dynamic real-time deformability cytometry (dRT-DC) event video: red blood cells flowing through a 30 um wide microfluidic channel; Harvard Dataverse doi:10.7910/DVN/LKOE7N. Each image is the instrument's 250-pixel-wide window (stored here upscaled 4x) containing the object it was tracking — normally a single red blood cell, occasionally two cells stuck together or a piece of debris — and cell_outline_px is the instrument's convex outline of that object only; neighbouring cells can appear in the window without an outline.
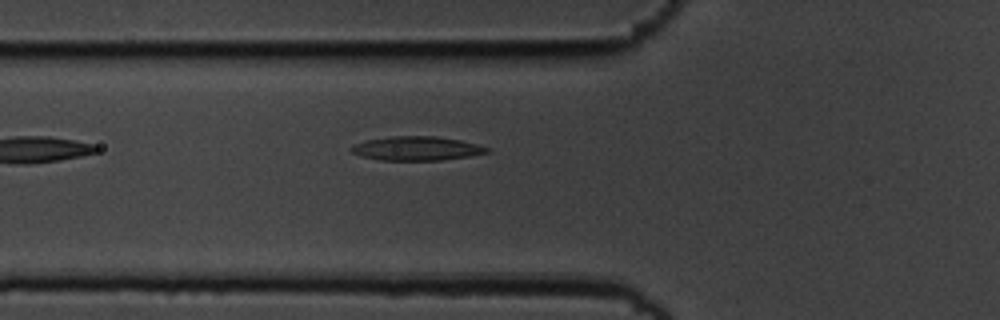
{"species": "common noctule bat (a hibernating species)", "species_latin": "Nyctalus noctula", "temperature_condition": "cold", "stored_images_in_passage": 2, "camera_frame_rate_fps": 3000, "um_per_image_px": 0.085, "animal": {"sex": "male", "body_mass_g": 19.5, "forearm_length_mm": 54.6}, "frame": {"image": 1, "passage_image": 2, "time_ms": 0.333, "image_size_px": [1000, 320], "cell_outline_px": [[492, 148], [488, 152], [468, 156], [440, 160], [380, 160], [360, 156], [352, 152], [348, 148], [352, 144], [368, 140], [392, 136], [436, 136], [460, 140]], "centroid_in_image_um": [35.38, 12.61], "position_along_channel_um": 90.4, "area_um2": 18.96}}